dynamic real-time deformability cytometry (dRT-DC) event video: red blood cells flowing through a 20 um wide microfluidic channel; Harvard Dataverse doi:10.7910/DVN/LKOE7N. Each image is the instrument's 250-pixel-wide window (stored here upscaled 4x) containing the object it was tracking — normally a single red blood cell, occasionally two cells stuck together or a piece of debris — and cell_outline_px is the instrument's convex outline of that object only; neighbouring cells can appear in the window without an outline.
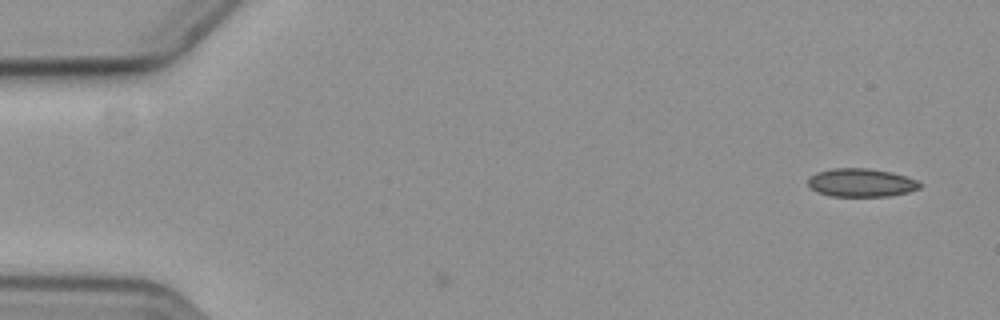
{"species": "common noctule bat (a hibernating species)", "species_latin": "Nyctalus noctula", "temperature_condition": "cold", "stored_images_in_passage": 3, "camera_frame_rate_fps": 3000, "um_per_image_px": 0.085, "animal": {"sex": "female", "body_mass_g": 19.3, "forearm_length_mm": 54.1}, "frame": {"image": 1, "passage_image": 3, "time_ms": 0.667, "image_size_px": [1000, 320], "cell_outline_px": [[924, 184], [920, 188], [908, 192], [888, 196], [832, 196], [820, 192], [812, 188], [808, 184], [808, 176], [816, 172], [832, 168], [868, 168], [892, 172], [916, 180]], "centroid_in_image_um": [73.21, 15.51], "position_along_channel_um": 11.8, "area_um2": 18.44}}